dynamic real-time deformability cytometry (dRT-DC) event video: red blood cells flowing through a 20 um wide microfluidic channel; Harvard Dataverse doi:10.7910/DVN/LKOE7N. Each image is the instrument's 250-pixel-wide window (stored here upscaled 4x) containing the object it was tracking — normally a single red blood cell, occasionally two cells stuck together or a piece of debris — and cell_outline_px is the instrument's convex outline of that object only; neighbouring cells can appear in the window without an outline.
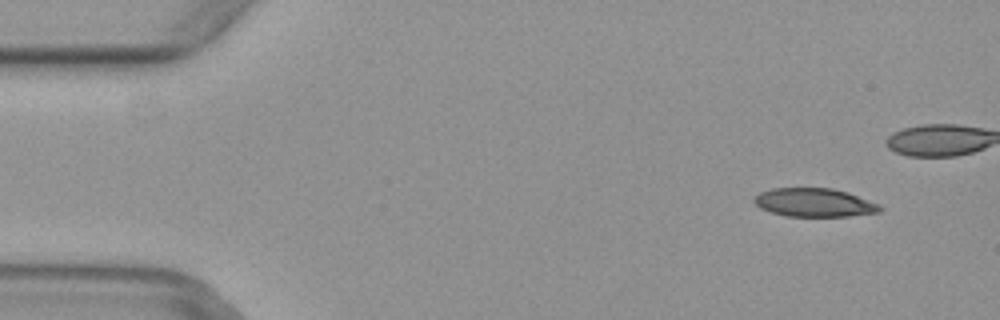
{"species": "common noctule bat (a hibernating species)", "species_latin": "Nyctalus noctula", "temperature_condition": "warm", "stored_images_in_passage": 3, "camera_frame_rate_fps": 3000, "um_per_image_px": 0.085, "animal": {"sex": "female", "body_mass_g": 29.2, "forearm_length_mm": 56.3}, "frame": {"image": 1, "passage_image": 1, "time_ms": 0.0, "image_size_px": [1000, 320], "cell_outline_px": [[884, 208], [880, 212], [848, 216], [788, 216], [772, 212], [760, 208], [752, 200], [760, 192], [772, 188], [832, 188], [848, 192], [880, 204]], "centroid_in_image_um": [69.25, 17.21], "position_along_channel_um": 15.8, "area_um2": 20.92}}